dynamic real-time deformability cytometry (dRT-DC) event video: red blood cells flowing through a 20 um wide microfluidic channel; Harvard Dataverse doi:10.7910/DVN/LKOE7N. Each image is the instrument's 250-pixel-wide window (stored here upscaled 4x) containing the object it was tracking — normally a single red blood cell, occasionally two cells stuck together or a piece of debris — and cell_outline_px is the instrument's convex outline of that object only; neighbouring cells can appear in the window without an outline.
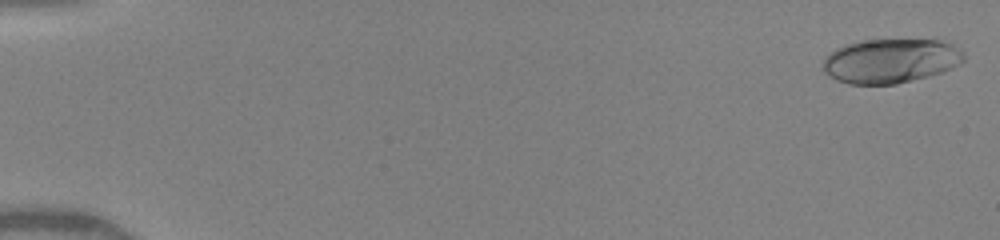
{"species": "human", "species_latin": "Homo sapiens", "temperature_condition": "warm", "stored_images_in_passage": 12, "camera_frame_rate_fps": 3000, "um_per_image_px": 0.085, "donor": {"sex": "female"}, "frame": {"image": 1, "passage_image": 1, "time_ms": 0.0, "image_size_px": [1000, 240], "cell_outline_px": [[964, 60], [960, 64], [952, 68], [928, 76], [896, 84], [848, 84], [836, 80], [824, 72], [824, 56], [828, 52], [836, 48], [848, 44], [864, 40], [944, 40], [952, 44], [964, 52]], "centroid_in_image_um": [75.7, 5.17], "position_along_channel_um": 9.3, "area_um2": 36.41}}